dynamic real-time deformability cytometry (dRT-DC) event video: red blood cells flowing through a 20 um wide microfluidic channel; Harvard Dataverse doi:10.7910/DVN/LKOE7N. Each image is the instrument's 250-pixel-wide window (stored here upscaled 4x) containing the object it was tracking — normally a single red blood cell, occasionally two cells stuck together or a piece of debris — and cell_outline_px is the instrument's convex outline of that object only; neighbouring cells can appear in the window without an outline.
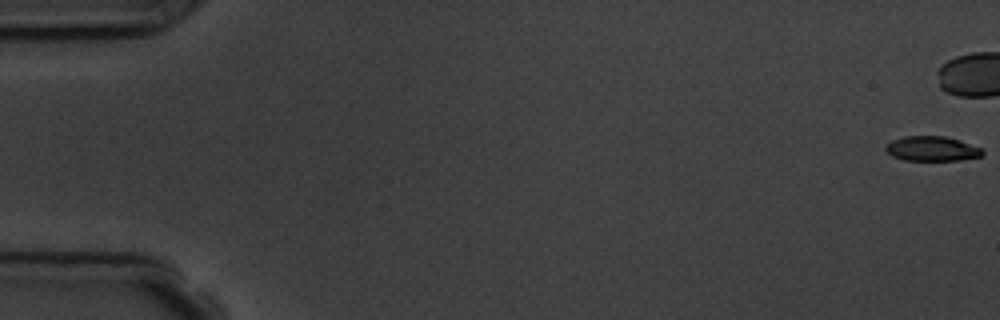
{"species": "common noctule bat (a hibernating species)", "species_latin": "Nyctalus noctula", "temperature_condition": "room temperature", "stored_images_in_passage": 12, "camera_frame_rate_fps": 3000, "um_per_image_px": 0.085, "animal": {"sex": "male", "body_mass_g": 19.5, "forearm_length_mm": 54.6}, "frame": {"image": 1, "passage_image": 1, "time_ms": 0.0, "image_size_px": [1000, 320], "cell_outline_px": [[984, 152], [980, 156], [960, 160], [904, 160], [892, 156], [884, 148], [892, 140], [904, 136], [944, 136], [980, 148]], "centroid_in_image_um": [79.17, 12.64], "position_along_channel_um": 5.8, "area_um2": 13.64}}